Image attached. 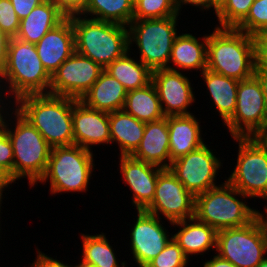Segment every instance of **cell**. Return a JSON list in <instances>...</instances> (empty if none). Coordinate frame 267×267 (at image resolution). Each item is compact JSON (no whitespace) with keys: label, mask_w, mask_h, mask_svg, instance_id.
<instances>
[{"label":"cell","mask_w":267,"mask_h":267,"mask_svg":"<svg viewBox=\"0 0 267 267\" xmlns=\"http://www.w3.org/2000/svg\"><path fill=\"white\" fill-rule=\"evenodd\" d=\"M207 34V68L238 81L254 75L257 38L236 28L215 25Z\"/></svg>","instance_id":"6da1fadb"},{"label":"cell","mask_w":267,"mask_h":267,"mask_svg":"<svg viewBox=\"0 0 267 267\" xmlns=\"http://www.w3.org/2000/svg\"><path fill=\"white\" fill-rule=\"evenodd\" d=\"M72 108L73 98L52 94H29L16 100V110L51 147L74 145Z\"/></svg>","instance_id":"7a4b0ae2"},{"label":"cell","mask_w":267,"mask_h":267,"mask_svg":"<svg viewBox=\"0 0 267 267\" xmlns=\"http://www.w3.org/2000/svg\"><path fill=\"white\" fill-rule=\"evenodd\" d=\"M0 127L13 148V183L26 178L28 186L34 187L46 171L52 147L16 109Z\"/></svg>","instance_id":"3957f363"},{"label":"cell","mask_w":267,"mask_h":267,"mask_svg":"<svg viewBox=\"0 0 267 267\" xmlns=\"http://www.w3.org/2000/svg\"><path fill=\"white\" fill-rule=\"evenodd\" d=\"M75 52L104 69L129 51L127 26L100 21L81 14L71 16Z\"/></svg>","instance_id":"277c9868"},{"label":"cell","mask_w":267,"mask_h":267,"mask_svg":"<svg viewBox=\"0 0 267 267\" xmlns=\"http://www.w3.org/2000/svg\"><path fill=\"white\" fill-rule=\"evenodd\" d=\"M93 151L79 145L56 146L51 148L44 175L38 183L50 182V194L87 192L92 173L95 172ZM92 177V178H91Z\"/></svg>","instance_id":"5b68a950"},{"label":"cell","mask_w":267,"mask_h":267,"mask_svg":"<svg viewBox=\"0 0 267 267\" xmlns=\"http://www.w3.org/2000/svg\"><path fill=\"white\" fill-rule=\"evenodd\" d=\"M247 198L225 179L195 196L194 217L217 231L245 226L256 218V209L247 205Z\"/></svg>","instance_id":"8992f818"},{"label":"cell","mask_w":267,"mask_h":267,"mask_svg":"<svg viewBox=\"0 0 267 267\" xmlns=\"http://www.w3.org/2000/svg\"><path fill=\"white\" fill-rule=\"evenodd\" d=\"M2 74L16 100L29 94H49L51 75L39 59L35 44L10 38Z\"/></svg>","instance_id":"52a82bcc"},{"label":"cell","mask_w":267,"mask_h":267,"mask_svg":"<svg viewBox=\"0 0 267 267\" xmlns=\"http://www.w3.org/2000/svg\"><path fill=\"white\" fill-rule=\"evenodd\" d=\"M180 14L165 18L132 20L127 26L129 50L135 44L139 60L151 71L168 67ZM179 18V19H178Z\"/></svg>","instance_id":"ba28073f"},{"label":"cell","mask_w":267,"mask_h":267,"mask_svg":"<svg viewBox=\"0 0 267 267\" xmlns=\"http://www.w3.org/2000/svg\"><path fill=\"white\" fill-rule=\"evenodd\" d=\"M236 165L227 181L249 199L267 201V144L260 137H235Z\"/></svg>","instance_id":"9c48e42d"},{"label":"cell","mask_w":267,"mask_h":267,"mask_svg":"<svg viewBox=\"0 0 267 267\" xmlns=\"http://www.w3.org/2000/svg\"><path fill=\"white\" fill-rule=\"evenodd\" d=\"M231 138L260 137L267 134V105L261 85L252 77L238 83L236 108L224 124Z\"/></svg>","instance_id":"30bf717a"},{"label":"cell","mask_w":267,"mask_h":267,"mask_svg":"<svg viewBox=\"0 0 267 267\" xmlns=\"http://www.w3.org/2000/svg\"><path fill=\"white\" fill-rule=\"evenodd\" d=\"M218 256L236 267H256L267 256L263 230L255 218L249 224L217 232Z\"/></svg>","instance_id":"8fae6325"},{"label":"cell","mask_w":267,"mask_h":267,"mask_svg":"<svg viewBox=\"0 0 267 267\" xmlns=\"http://www.w3.org/2000/svg\"><path fill=\"white\" fill-rule=\"evenodd\" d=\"M206 143L200 148L172 161L169 169L185 188L197 196L220 184L217 176L223 160Z\"/></svg>","instance_id":"7c38bea8"},{"label":"cell","mask_w":267,"mask_h":267,"mask_svg":"<svg viewBox=\"0 0 267 267\" xmlns=\"http://www.w3.org/2000/svg\"><path fill=\"white\" fill-rule=\"evenodd\" d=\"M145 211L173 223L190 219L195 214V196L177 179L170 169H164L157 178L155 194Z\"/></svg>","instance_id":"4fadbf2b"},{"label":"cell","mask_w":267,"mask_h":267,"mask_svg":"<svg viewBox=\"0 0 267 267\" xmlns=\"http://www.w3.org/2000/svg\"><path fill=\"white\" fill-rule=\"evenodd\" d=\"M103 71L100 64L74 52L52 74L49 94L80 100Z\"/></svg>","instance_id":"5bb4252c"},{"label":"cell","mask_w":267,"mask_h":267,"mask_svg":"<svg viewBox=\"0 0 267 267\" xmlns=\"http://www.w3.org/2000/svg\"><path fill=\"white\" fill-rule=\"evenodd\" d=\"M136 221L129 233V249L134 266L145 267L173 238L158 216L145 210H137ZM170 233V234H169ZM171 235V236H170Z\"/></svg>","instance_id":"9a60e30c"},{"label":"cell","mask_w":267,"mask_h":267,"mask_svg":"<svg viewBox=\"0 0 267 267\" xmlns=\"http://www.w3.org/2000/svg\"><path fill=\"white\" fill-rule=\"evenodd\" d=\"M152 83L165 117L193 114L190 105L196 101V96L186 73L167 68L157 69L152 71Z\"/></svg>","instance_id":"2e32d148"},{"label":"cell","mask_w":267,"mask_h":267,"mask_svg":"<svg viewBox=\"0 0 267 267\" xmlns=\"http://www.w3.org/2000/svg\"><path fill=\"white\" fill-rule=\"evenodd\" d=\"M118 168L121 181L132 193V206L145 210L153 201L158 175L164 170L131 156H120ZM120 165V166H119Z\"/></svg>","instance_id":"e0dca14e"},{"label":"cell","mask_w":267,"mask_h":267,"mask_svg":"<svg viewBox=\"0 0 267 267\" xmlns=\"http://www.w3.org/2000/svg\"><path fill=\"white\" fill-rule=\"evenodd\" d=\"M72 125L75 145L90 151L98 145L110 146L109 113L90 108L73 98Z\"/></svg>","instance_id":"ac0fdd59"},{"label":"cell","mask_w":267,"mask_h":267,"mask_svg":"<svg viewBox=\"0 0 267 267\" xmlns=\"http://www.w3.org/2000/svg\"><path fill=\"white\" fill-rule=\"evenodd\" d=\"M39 59L52 76L59 66L75 52L74 30L71 16L49 30L35 44Z\"/></svg>","instance_id":"d6986e66"},{"label":"cell","mask_w":267,"mask_h":267,"mask_svg":"<svg viewBox=\"0 0 267 267\" xmlns=\"http://www.w3.org/2000/svg\"><path fill=\"white\" fill-rule=\"evenodd\" d=\"M200 123L195 114L167 116L171 163L206 143Z\"/></svg>","instance_id":"ffe728a7"},{"label":"cell","mask_w":267,"mask_h":267,"mask_svg":"<svg viewBox=\"0 0 267 267\" xmlns=\"http://www.w3.org/2000/svg\"><path fill=\"white\" fill-rule=\"evenodd\" d=\"M130 156L163 169H169L171 158L167 117L146 123L143 138Z\"/></svg>","instance_id":"44dd1931"},{"label":"cell","mask_w":267,"mask_h":267,"mask_svg":"<svg viewBox=\"0 0 267 267\" xmlns=\"http://www.w3.org/2000/svg\"><path fill=\"white\" fill-rule=\"evenodd\" d=\"M171 225L175 227V231L177 227L179 228L173 234V238L189 260L193 255L203 256L209 253L211 249L216 251L218 231L208 224L200 222L193 217L173 222Z\"/></svg>","instance_id":"7402d4cb"},{"label":"cell","mask_w":267,"mask_h":267,"mask_svg":"<svg viewBox=\"0 0 267 267\" xmlns=\"http://www.w3.org/2000/svg\"><path fill=\"white\" fill-rule=\"evenodd\" d=\"M206 54L207 34L197 38L191 33H179L173 42L167 69L180 72L195 70L201 74L207 68Z\"/></svg>","instance_id":"603a6c76"},{"label":"cell","mask_w":267,"mask_h":267,"mask_svg":"<svg viewBox=\"0 0 267 267\" xmlns=\"http://www.w3.org/2000/svg\"><path fill=\"white\" fill-rule=\"evenodd\" d=\"M66 17L51 0H45L37 5L27 17L20 20L16 38L36 44L49 30L56 27Z\"/></svg>","instance_id":"cb8c5ba5"},{"label":"cell","mask_w":267,"mask_h":267,"mask_svg":"<svg viewBox=\"0 0 267 267\" xmlns=\"http://www.w3.org/2000/svg\"><path fill=\"white\" fill-rule=\"evenodd\" d=\"M127 92L116 78L104 70L80 101L90 108L111 113L123 110Z\"/></svg>","instance_id":"d4e9b609"},{"label":"cell","mask_w":267,"mask_h":267,"mask_svg":"<svg viewBox=\"0 0 267 267\" xmlns=\"http://www.w3.org/2000/svg\"><path fill=\"white\" fill-rule=\"evenodd\" d=\"M200 77L207 88L206 93L216 110L221 116L224 125L234 114L239 81L222 74L205 69Z\"/></svg>","instance_id":"484cf974"},{"label":"cell","mask_w":267,"mask_h":267,"mask_svg":"<svg viewBox=\"0 0 267 267\" xmlns=\"http://www.w3.org/2000/svg\"><path fill=\"white\" fill-rule=\"evenodd\" d=\"M146 123L124 110L109 113L111 142L118 145L119 156H130L143 138Z\"/></svg>","instance_id":"4316f807"},{"label":"cell","mask_w":267,"mask_h":267,"mask_svg":"<svg viewBox=\"0 0 267 267\" xmlns=\"http://www.w3.org/2000/svg\"><path fill=\"white\" fill-rule=\"evenodd\" d=\"M131 55V51H127L104 69L127 91L143 88L152 82V71L137 57Z\"/></svg>","instance_id":"83f0119b"},{"label":"cell","mask_w":267,"mask_h":267,"mask_svg":"<svg viewBox=\"0 0 267 267\" xmlns=\"http://www.w3.org/2000/svg\"><path fill=\"white\" fill-rule=\"evenodd\" d=\"M123 110L144 123L164 118L154 84L127 92Z\"/></svg>","instance_id":"f1b7e54d"},{"label":"cell","mask_w":267,"mask_h":267,"mask_svg":"<svg viewBox=\"0 0 267 267\" xmlns=\"http://www.w3.org/2000/svg\"><path fill=\"white\" fill-rule=\"evenodd\" d=\"M80 234L83 250L81 260L96 267H128L126 261L121 262L118 259L116 249L114 251L113 246L110 245L106 233L91 235L81 232Z\"/></svg>","instance_id":"f546056e"},{"label":"cell","mask_w":267,"mask_h":267,"mask_svg":"<svg viewBox=\"0 0 267 267\" xmlns=\"http://www.w3.org/2000/svg\"><path fill=\"white\" fill-rule=\"evenodd\" d=\"M133 12L134 0H88L81 15L128 26L133 20Z\"/></svg>","instance_id":"4dcf8cb0"},{"label":"cell","mask_w":267,"mask_h":267,"mask_svg":"<svg viewBox=\"0 0 267 267\" xmlns=\"http://www.w3.org/2000/svg\"><path fill=\"white\" fill-rule=\"evenodd\" d=\"M179 14L172 0H134L133 20L165 18Z\"/></svg>","instance_id":"1f68e13d"},{"label":"cell","mask_w":267,"mask_h":267,"mask_svg":"<svg viewBox=\"0 0 267 267\" xmlns=\"http://www.w3.org/2000/svg\"><path fill=\"white\" fill-rule=\"evenodd\" d=\"M255 0H226L218 9L215 18L221 28H236L248 15Z\"/></svg>","instance_id":"d6a6232c"},{"label":"cell","mask_w":267,"mask_h":267,"mask_svg":"<svg viewBox=\"0 0 267 267\" xmlns=\"http://www.w3.org/2000/svg\"><path fill=\"white\" fill-rule=\"evenodd\" d=\"M236 29L256 38L267 33V0H255L248 15Z\"/></svg>","instance_id":"836d02e7"},{"label":"cell","mask_w":267,"mask_h":267,"mask_svg":"<svg viewBox=\"0 0 267 267\" xmlns=\"http://www.w3.org/2000/svg\"><path fill=\"white\" fill-rule=\"evenodd\" d=\"M190 261L179 244L172 238L166 247L145 267H186L190 265Z\"/></svg>","instance_id":"e575fe53"},{"label":"cell","mask_w":267,"mask_h":267,"mask_svg":"<svg viewBox=\"0 0 267 267\" xmlns=\"http://www.w3.org/2000/svg\"><path fill=\"white\" fill-rule=\"evenodd\" d=\"M20 26L14 7L10 0H0V30L9 38L16 37Z\"/></svg>","instance_id":"d590c367"},{"label":"cell","mask_w":267,"mask_h":267,"mask_svg":"<svg viewBox=\"0 0 267 267\" xmlns=\"http://www.w3.org/2000/svg\"><path fill=\"white\" fill-rule=\"evenodd\" d=\"M14 156L11 141L0 127V172L13 184Z\"/></svg>","instance_id":"8d00e7d4"},{"label":"cell","mask_w":267,"mask_h":267,"mask_svg":"<svg viewBox=\"0 0 267 267\" xmlns=\"http://www.w3.org/2000/svg\"><path fill=\"white\" fill-rule=\"evenodd\" d=\"M4 81H5V78H4L3 74L0 73V125L5 120H7V118L10 117L11 113H13L16 109L15 108L16 107V99L11 95V93L8 89V86H7V82L6 81L4 82ZM6 101H8V102H6Z\"/></svg>","instance_id":"74e56055"},{"label":"cell","mask_w":267,"mask_h":267,"mask_svg":"<svg viewBox=\"0 0 267 267\" xmlns=\"http://www.w3.org/2000/svg\"><path fill=\"white\" fill-rule=\"evenodd\" d=\"M67 17L81 14L88 0H51Z\"/></svg>","instance_id":"f35d334b"},{"label":"cell","mask_w":267,"mask_h":267,"mask_svg":"<svg viewBox=\"0 0 267 267\" xmlns=\"http://www.w3.org/2000/svg\"><path fill=\"white\" fill-rule=\"evenodd\" d=\"M37 249V257L30 264V267H72V265H68L69 263H64L63 261H59L57 258L50 257L46 255L44 252Z\"/></svg>","instance_id":"ab89813d"},{"label":"cell","mask_w":267,"mask_h":267,"mask_svg":"<svg viewBox=\"0 0 267 267\" xmlns=\"http://www.w3.org/2000/svg\"><path fill=\"white\" fill-rule=\"evenodd\" d=\"M45 0H10L12 3L14 10L21 20L28 16V14L40 3Z\"/></svg>","instance_id":"60d3db41"},{"label":"cell","mask_w":267,"mask_h":267,"mask_svg":"<svg viewBox=\"0 0 267 267\" xmlns=\"http://www.w3.org/2000/svg\"><path fill=\"white\" fill-rule=\"evenodd\" d=\"M256 62L261 69L267 70V33L257 38Z\"/></svg>","instance_id":"b9f144b4"},{"label":"cell","mask_w":267,"mask_h":267,"mask_svg":"<svg viewBox=\"0 0 267 267\" xmlns=\"http://www.w3.org/2000/svg\"><path fill=\"white\" fill-rule=\"evenodd\" d=\"M177 9L180 15L182 9L184 8L183 5L185 6H195V8H199L201 9L200 11H209L210 9L213 11L212 9V0H180L177 4Z\"/></svg>","instance_id":"7bdbcfd3"},{"label":"cell","mask_w":267,"mask_h":267,"mask_svg":"<svg viewBox=\"0 0 267 267\" xmlns=\"http://www.w3.org/2000/svg\"><path fill=\"white\" fill-rule=\"evenodd\" d=\"M9 37L0 30V73L3 72L7 60Z\"/></svg>","instance_id":"ee69618b"},{"label":"cell","mask_w":267,"mask_h":267,"mask_svg":"<svg viewBox=\"0 0 267 267\" xmlns=\"http://www.w3.org/2000/svg\"><path fill=\"white\" fill-rule=\"evenodd\" d=\"M213 258L211 257L210 260L205 259V263L201 266L203 267H236L233 263L229 262L228 260H225L218 256L216 253L214 254Z\"/></svg>","instance_id":"f6af8a7d"},{"label":"cell","mask_w":267,"mask_h":267,"mask_svg":"<svg viewBox=\"0 0 267 267\" xmlns=\"http://www.w3.org/2000/svg\"><path fill=\"white\" fill-rule=\"evenodd\" d=\"M254 76L257 78L259 81L263 95L265 96L266 99V105H267V70L261 69L257 64L255 65L254 68Z\"/></svg>","instance_id":"bcb514c9"},{"label":"cell","mask_w":267,"mask_h":267,"mask_svg":"<svg viewBox=\"0 0 267 267\" xmlns=\"http://www.w3.org/2000/svg\"><path fill=\"white\" fill-rule=\"evenodd\" d=\"M264 211L260 212L258 209L256 210V219L258 220L263 233H264V237H265V241H266V245H267V205H264ZM266 214V215H265Z\"/></svg>","instance_id":"7dc6e473"},{"label":"cell","mask_w":267,"mask_h":267,"mask_svg":"<svg viewBox=\"0 0 267 267\" xmlns=\"http://www.w3.org/2000/svg\"><path fill=\"white\" fill-rule=\"evenodd\" d=\"M10 185H12V183L10 182V181H0V213H2L1 212V207H2V204H3V197H4V195H3V193H5L4 191H7L6 189L8 188V187H10Z\"/></svg>","instance_id":"c3c4849f"},{"label":"cell","mask_w":267,"mask_h":267,"mask_svg":"<svg viewBox=\"0 0 267 267\" xmlns=\"http://www.w3.org/2000/svg\"><path fill=\"white\" fill-rule=\"evenodd\" d=\"M226 0H212L213 15L217 14L218 9L223 5Z\"/></svg>","instance_id":"681fc988"},{"label":"cell","mask_w":267,"mask_h":267,"mask_svg":"<svg viewBox=\"0 0 267 267\" xmlns=\"http://www.w3.org/2000/svg\"><path fill=\"white\" fill-rule=\"evenodd\" d=\"M74 265V266H73ZM72 267H96L93 264L84 262L83 260H79V263L77 262V264H73Z\"/></svg>","instance_id":"f907efd6"},{"label":"cell","mask_w":267,"mask_h":267,"mask_svg":"<svg viewBox=\"0 0 267 267\" xmlns=\"http://www.w3.org/2000/svg\"><path fill=\"white\" fill-rule=\"evenodd\" d=\"M256 267H267V256Z\"/></svg>","instance_id":"816d5d0a"},{"label":"cell","mask_w":267,"mask_h":267,"mask_svg":"<svg viewBox=\"0 0 267 267\" xmlns=\"http://www.w3.org/2000/svg\"><path fill=\"white\" fill-rule=\"evenodd\" d=\"M0 181H9V180L0 172Z\"/></svg>","instance_id":"f5cc1de1"},{"label":"cell","mask_w":267,"mask_h":267,"mask_svg":"<svg viewBox=\"0 0 267 267\" xmlns=\"http://www.w3.org/2000/svg\"><path fill=\"white\" fill-rule=\"evenodd\" d=\"M260 138L267 144V134L260 136Z\"/></svg>","instance_id":"db71d44e"},{"label":"cell","mask_w":267,"mask_h":267,"mask_svg":"<svg viewBox=\"0 0 267 267\" xmlns=\"http://www.w3.org/2000/svg\"><path fill=\"white\" fill-rule=\"evenodd\" d=\"M1 218H2V217H1V214H0V219H1ZM0 226H1V221H0ZM1 229H2V228L0 227V234H1V232H2ZM1 238H2V237H1V235H0V239H1Z\"/></svg>","instance_id":"11a10c76"},{"label":"cell","mask_w":267,"mask_h":267,"mask_svg":"<svg viewBox=\"0 0 267 267\" xmlns=\"http://www.w3.org/2000/svg\"><path fill=\"white\" fill-rule=\"evenodd\" d=\"M175 4H177L180 0H172Z\"/></svg>","instance_id":"9f6ffc18"}]
</instances>
